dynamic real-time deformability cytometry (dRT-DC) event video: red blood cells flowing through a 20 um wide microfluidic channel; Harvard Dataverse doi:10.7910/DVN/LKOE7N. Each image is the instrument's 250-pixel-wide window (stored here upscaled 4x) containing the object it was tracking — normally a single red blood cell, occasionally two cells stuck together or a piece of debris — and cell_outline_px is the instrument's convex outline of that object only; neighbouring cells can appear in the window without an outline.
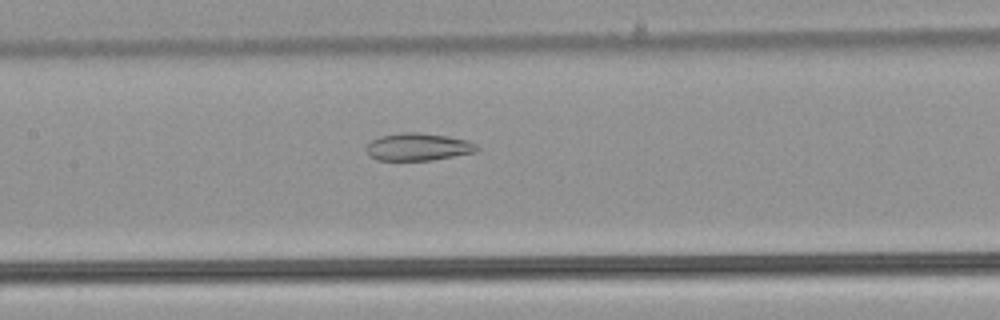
{"species": "common noctule bat (a hibernating species)", "species_latin": "Nyctalus noctula", "temperature_condition": "warm", "stored_images_in_passage": 53, "camera_frame_rate_fps": 3000, "um_per_image_px": 0.085, "animal": {"sex": "male", "body_mass_g": 21.5, "forearm_length_mm": 52.0}, "frame": {"image": 1, "passage_image": 26, "time_ms": 8.333, "image_size_px": [1000, 320], "cell_outline_px": [[480, 148], [476, 152], [432, 160], [376, 160], [364, 148], [372, 140], [380, 136], [404, 132], [420, 132], [448, 136], [468, 140], [476, 144]], "centroid_in_image_um": [35.57, 12.48], "position_along_channel_um": 171.8, "area_um2": 17.74}}
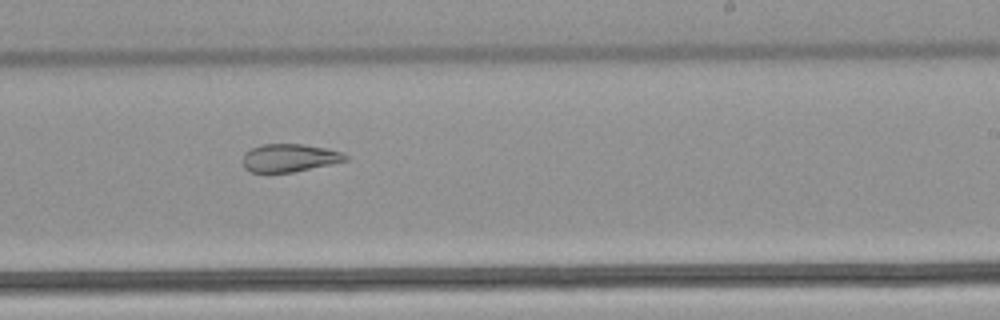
{"frame": {"image": 2, "passage_image": 33, "time_ms": 10.667, "image_size_px": [1000, 320], "cell_outline_px": [[348, 160], [292, 172], [252, 172], [244, 168], [244, 152], [260, 144], [304, 144], [324, 148], [340, 152], [348, 156]], "centroid_in_image_um": [24.58, 13.41], "position_along_channel_um": 264.4, "area_um2": 16.47}}
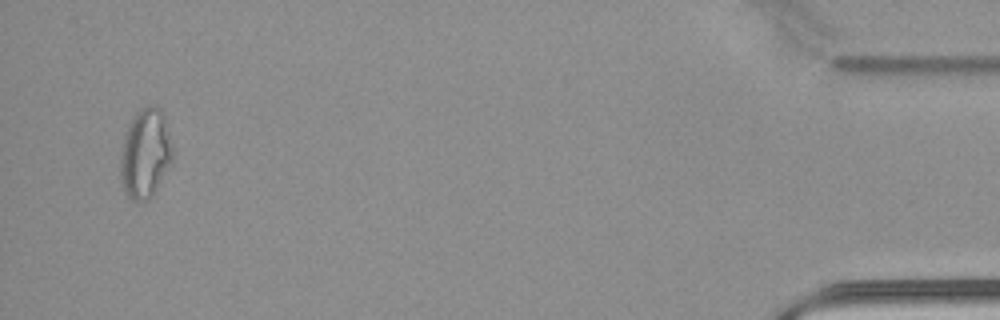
{"frame": {"image": 3, "passage_image": 51, "time_ms": 16.667, "image_size_px": [1000, 320], "cell_outline_px": [[172, 160], [152, 196], [144, 200], [132, 200], [124, 192], [120, 176], [120, 156], [128, 124], [132, 116], [136, 112], [152, 104], [156, 104], [160, 108], [164, 116], [172, 148]], "centroid_in_image_um": [12.33, 13.03], "position_along_channel_um": 422.9, "area_um2": 26.88}, "authors_computed_cell_mechanics": {"area_um2": 24.0448, "velocity_mm_per_s": 3.9819, "shape_relaxation_time_tau1_ms": null, "shape_relaxation_time_tau2_ms": 3.0345, "deformation_change_tau1": null, "deformation_change_tau2": 0.1152}}